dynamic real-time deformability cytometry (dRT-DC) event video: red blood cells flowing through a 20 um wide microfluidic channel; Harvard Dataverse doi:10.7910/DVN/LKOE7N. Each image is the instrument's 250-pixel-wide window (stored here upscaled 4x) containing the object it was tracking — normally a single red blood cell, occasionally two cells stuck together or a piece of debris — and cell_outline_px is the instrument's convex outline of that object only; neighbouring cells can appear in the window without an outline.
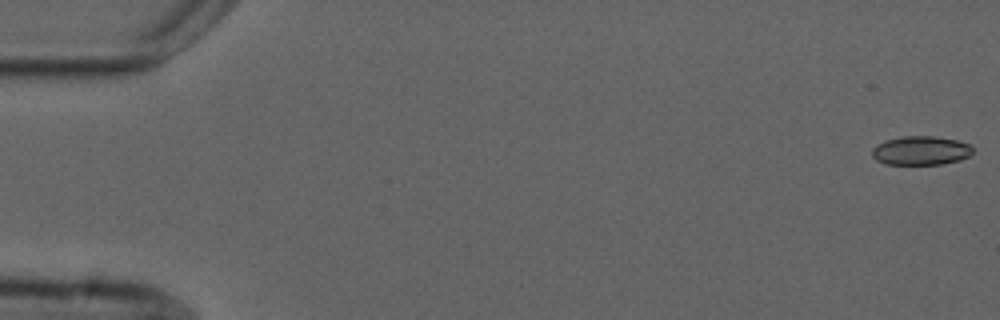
{"species": "common noctule bat (a hibernating species)", "species_latin": "Nyctalus noctula", "temperature_condition": "cold", "stored_images_in_passage": 55, "camera_frame_rate_fps": 3000, "um_per_image_px": 0.085, "animal": {"sex": "male", "forearm_length_mm": 52.5}, "frame": {"image": 1, "passage_image": 1, "time_ms": 0.0, "image_size_px": [1000, 320], "cell_outline_px": [[972, 152], [968, 156], [960, 160], [940, 164], [884, 164], [876, 160], [872, 156], [872, 148], [876, 144], [884, 140], [904, 136], [932, 136], [956, 140], [968, 144], [972, 148]], "centroid_in_image_um": [78.22, 12.8], "position_along_channel_um": 6.8, "area_um2": 16.94}}
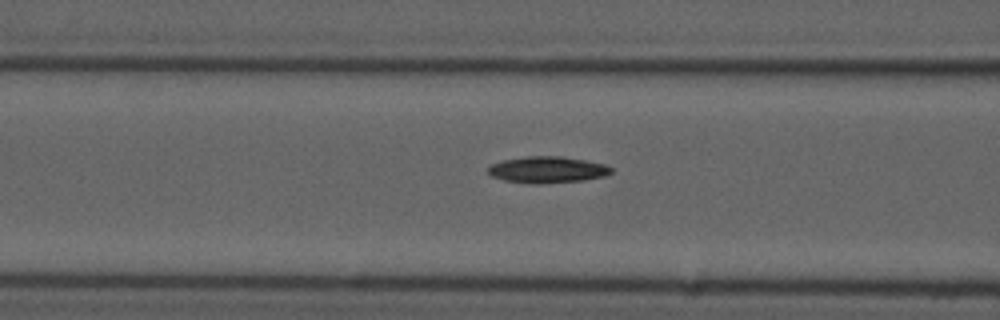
{"frame": {"image": 2, "passage_image": 22, "time_ms": 7.0, "image_size_px": [1000, 320], "cell_outline_px": [[612, 172], [604, 176], [584, 180], [540, 184], [532, 184], [504, 180], [492, 176], [488, 172], [488, 168], [492, 164], [504, 160], [528, 156], [560, 156], [584, 160], [604, 164], [612, 168]], "centroid_in_image_um": [46.53, 14.43], "position_along_channel_um": 120.1, "area_um2": 18.84}}
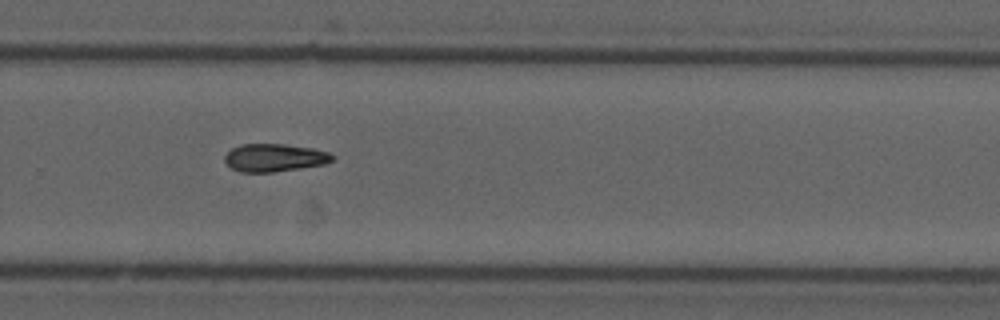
{"frame": {"image": 3, "passage_image": 37, "time_ms": 12.0, "image_size_px": [1000, 320], "cell_outline_px": [[336, 156], [332, 160], [324, 164], [272, 172], [240, 172], [232, 168], [224, 160], [224, 156], [232, 148], [240, 144], [284, 144], [312, 148], [328, 152]], "centroid_in_image_um": [23.32, 13.39], "position_along_channel_um": 306.5, "area_um2": 17.34}}